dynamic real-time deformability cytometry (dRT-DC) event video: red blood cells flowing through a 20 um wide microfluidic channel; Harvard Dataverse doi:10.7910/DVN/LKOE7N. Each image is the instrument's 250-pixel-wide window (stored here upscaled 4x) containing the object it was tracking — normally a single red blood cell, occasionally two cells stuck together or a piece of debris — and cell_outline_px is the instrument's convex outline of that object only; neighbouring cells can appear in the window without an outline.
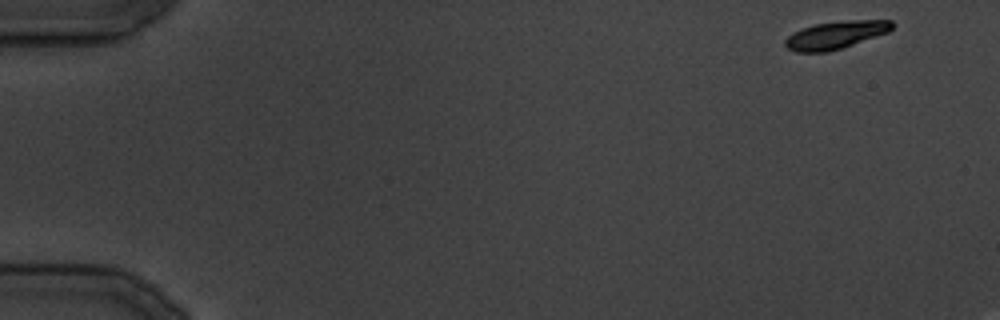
{"species": "common noctule bat (a hibernating species)", "species_latin": "Nyctalus noctula", "temperature_condition": "cold", "stored_images_in_passage": 8, "camera_frame_rate_fps": 3000, "um_per_image_px": 0.085, "animal": {"sex": "male", "body_mass_g": 19.5, "forearm_length_mm": 54.6}, "frame": {"image": 1, "passage_image": 1, "time_ms": 0.0, "image_size_px": [1000, 320], "cell_outline_px": [[892, 28], [888, 32], [828, 52], [796, 52], [788, 48], [784, 44], [784, 40], [792, 32], [816, 24], [848, 20], [892, 20]], "centroid_in_image_um": [70.99, 2.97], "position_along_channel_um": 14.0, "area_um2": 16.94}}